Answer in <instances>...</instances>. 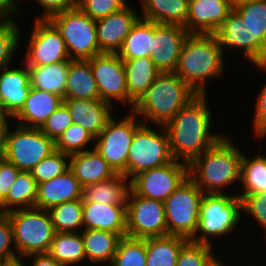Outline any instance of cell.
Masks as SVG:
<instances>
[{
  "instance_id": "obj_1",
  "label": "cell",
  "mask_w": 266,
  "mask_h": 266,
  "mask_svg": "<svg viewBox=\"0 0 266 266\" xmlns=\"http://www.w3.org/2000/svg\"><path fill=\"white\" fill-rule=\"evenodd\" d=\"M206 100V94H198L164 125L175 160L189 164L223 136L210 132L212 117Z\"/></svg>"
},
{
  "instance_id": "obj_2",
  "label": "cell",
  "mask_w": 266,
  "mask_h": 266,
  "mask_svg": "<svg viewBox=\"0 0 266 266\" xmlns=\"http://www.w3.org/2000/svg\"><path fill=\"white\" fill-rule=\"evenodd\" d=\"M228 139L222 136L188 164V177L205 194H223V186L240 180L243 152Z\"/></svg>"
},
{
  "instance_id": "obj_3",
  "label": "cell",
  "mask_w": 266,
  "mask_h": 266,
  "mask_svg": "<svg viewBox=\"0 0 266 266\" xmlns=\"http://www.w3.org/2000/svg\"><path fill=\"white\" fill-rule=\"evenodd\" d=\"M223 54L216 34L189 33L175 73L197 94H206L207 79L223 72Z\"/></svg>"
},
{
  "instance_id": "obj_4",
  "label": "cell",
  "mask_w": 266,
  "mask_h": 266,
  "mask_svg": "<svg viewBox=\"0 0 266 266\" xmlns=\"http://www.w3.org/2000/svg\"><path fill=\"white\" fill-rule=\"evenodd\" d=\"M197 95L175 72L160 73L132 111L155 125H165Z\"/></svg>"
},
{
  "instance_id": "obj_5",
  "label": "cell",
  "mask_w": 266,
  "mask_h": 266,
  "mask_svg": "<svg viewBox=\"0 0 266 266\" xmlns=\"http://www.w3.org/2000/svg\"><path fill=\"white\" fill-rule=\"evenodd\" d=\"M6 215L12 224L13 246L18 252V258L48 253L56 232L47 210L31 207L14 210Z\"/></svg>"
},
{
  "instance_id": "obj_6",
  "label": "cell",
  "mask_w": 266,
  "mask_h": 266,
  "mask_svg": "<svg viewBox=\"0 0 266 266\" xmlns=\"http://www.w3.org/2000/svg\"><path fill=\"white\" fill-rule=\"evenodd\" d=\"M240 210H242V200L235 194H204L200 205L198 227L190 241L213 246L209 237L223 236L232 232L240 221ZM198 232L201 235L197 234Z\"/></svg>"
},
{
  "instance_id": "obj_7",
  "label": "cell",
  "mask_w": 266,
  "mask_h": 266,
  "mask_svg": "<svg viewBox=\"0 0 266 266\" xmlns=\"http://www.w3.org/2000/svg\"><path fill=\"white\" fill-rule=\"evenodd\" d=\"M60 32L71 60H89L100 54L96 20L78 7L57 13L48 19Z\"/></svg>"
},
{
  "instance_id": "obj_8",
  "label": "cell",
  "mask_w": 266,
  "mask_h": 266,
  "mask_svg": "<svg viewBox=\"0 0 266 266\" xmlns=\"http://www.w3.org/2000/svg\"><path fill=\"white\" fill-rule=\"evenodd\" d=\"M205 193L188 177L164 202L168 235L190 240L198 227Z\"/></svg>"
},
{
  "instance_id": "obj_9",
  "label": "cell",
  "mask_w": 266,
  "mask_h": 266,
  "mask_svg": "<svg viewBox=\"0 0 266 266\" xmlns=\"http://www.w3.org/2000/svg\"><path fill=\"white\" fill-rule=\"evenodd\" d=\"M162 132L157 133L143 123L133 136L127 158V177L131 180L138 173L163 166L174 161L164 125H158Z\"/></svg>"
},
{
  "instance_id": "obj_10",
  "label": "cell",
  "mask_w": 266,
  "mask_h": 266,
  "mask_svg": "<svg viewBox=\"0 0 266 266\" xmlns=\"http://www.w3.org/2000/svg\"><path fill=\"white\" fill-rule=\"evenodd\" d=\"M131 110L120 121L112 117L106 127L95 138L94 149L117 172L127 177V158L135 131L142 125Z\"/></svg>"
},
{
  "instance_id": "obj_11",
  "label": "cell",
  "mask_w": 266,
  "mask_h": 266,
  "mask_svg": "<svg viewBox=\"0 0 266 266\" xmlns=\"http://www.w3.org/2000/svg\"><path fill=\"white\" fill-rule=\"evenodd\" d=\"M55 151V142L40 128L18 125L8 131L4 158L20 171H32L43 159Z\"/></svg>"
},
{
  "instance_id": "obj_12",
  "label": "cell",
  "mask_w": 266,
  "mask_h": 266,
  "mask_svg": "<svg viewBox=\"0 0 266 266\" xmlns=\"http://www.w3.org/2000/svg\"><path fill=\"white\" fill-rule=\"evenodd\" d=\"M126 215L127 236L141 239L168 236L163 202L138 196L130 188Z\"/></svg>"
},
{
  "instance_id": "obj_13",
  "label": "cell",
  "mask_w": 266,
  "mask_h": 266,
  "mask_svg": "<svg viewBox=\"0 0 266 266\" xmlns=\"http://www.w3.org/2000/svg\"><path fill=\"white\" fill-rule=\"evenodd\" d=\"M188 178V163L174 160L144 170L130 180V188L147 199L164 202Z\"/></svg>"
},
{
  "instance_id": "obj_14",
  "label": "cell",
  "mask_w": 266,
  "mask_h": 266,
  "mask_svg": "<svg viewBox=\"0 0 266 266\" xmlns=\"http://www.w3.org/2000/svg\"><path fill=\"white\" fill-rule=\"evenodd\" d=\"M87 61L92 68L100 99L110 104L112 99L123 103L128 101L132 110L135 102L128 96L126 72L118 53L102 52Z\"/></svg>"
},
{
  "instance_id": "obj_15",
  "label": "cell",
  "mask_w": 266,
  "mask_h": 266,
  "mask_svg": "<svg viewBox=\"0 0 266 266\" xmlns=\"http://www.w3.org/2000/svg\"><path fill=\"white\" fill-rule=\"evenodd\" d=\"M24 65L44 66L69 60V54L56 27L45 19H36Z\"/></svg>"
},
{
  "instance_id": "obj_16",
  "label": "cell",
  "mask_w": 266,
  "mask_h": 266,
  "mask_svg": "<svg viewBox=\"0 0 266 266\" xmlns=\"http://www.w3.org/2000/svg\"><path fill=\"white\" fill-rule=\"evenodd\" d=\"M184 26L154 22V37L149 58L160 73H174L184 41L188 36Z\"/></svg>"
},
{
  "instance_id": "obj_17",
  "label": "cell",
  "mask_w": 266,
  "mask_h": 266,
  "mask_svg": "<svg viewBox=\"0 0 266 266\" xmlns=\"http://www.w3.org/2000/svg\"><path fill=\"white\" fill-rule=\"evenodd\" d=\"M233 10L249 33V61L266 71V0H251Z\"/></svg>"
},
{
  "instance_id": "obj_18",
  "label": "cell",
  "mask_w": 266,
  "mask_h": 266,
  "mask_svg": "<svg viewBox=\"0 0 266 266\" xmlns=\"http://www.w3.org/2000/svg\"><path fill=\"white\" fill-rule=\"evenodd\" d=\"M128 5L109 16L96 20L100 52L117 53L141 15Z\"/></svg>"
},
{
  "instance_id": "obj_19",
  "label": "cell",
  "mask_w": 266,
  "mask_h": 266,
  "mask_svg": "<svg viewBox=\"0 0 266 266\" xmlns=\"http://www.w3.org/2000/svg\"><path fill=\"white\" fill-rule=\"evenodd\" d=\"M232 10L228 0H189L187 32L215 34Z\"/></svg>"
},
{
  "instance_id": "obj_20",
  "label": "cell",
  "mask_w": 266,
  "mask_h": 266,
  "mask_svg": "<svg viewBox=\"0 0 266 266\" xmlns=\"http://www.w3.org/2000/svg\"><path fill=\"white\" fill-rule=\"evenodd\" d=\"M73 123L82 126L96 138L113 117V105L101 99H65Z\"/></svg>"
},
{
  "instance_id": "obj_21",
  "label": "cell",
  "mask_w": 266,
  "mask_h": 266,
  "mask_svg": "<svg viewBox=\"0 0 266 266\" xmlns=\"http://www.w3.org/2000/svg\"><path fill=\"white\" fill-rule=\"evenodd\" d=\"M30 84L28 67L1 69L0 109L13 117L21 110L27 99Z\"/></svg>"
},
{
  "instance_id": "obj_22",
  "label": "cell",
  "mask_w": 266,
  "mask_h": 266,
  "mask_svg": "<svg viewBox=\"0 0 266 266\" xmlns=\"http://www.w3.org/2000/svg\"><path fill=\"white\" fill-rule=\"evenodd\" d=\"M78 199H82V186L69 169L38 184L35 207L49 210L58 204Z\"/></svg>"
},
{
  "instance_id": "obj_23",
  "label": "cell",
  "mask_w": 266,
  "mask_h": 266,
  "mask_svg": "<svg viewBox=\"0 0 266 266\" xmlns=\"http://www.w3.org/2000/svg\"><path fill=\"white\" fill-rule=\"evenodd\" d=\"M62 104L61 96L31 87L24 106L13 119L20 120L18 125L23 127L41 128Z\"/></svg>"
},
{
  "instance_id": "obj_24",
  "label": "cell",
  "mask_w": 266,
  "mask_h": 266,
  "mask_svg": "<svg viewBox=\"0 0 266 266\" xmlns=\"http://www.w3.org/2000/svg\"><path fill=\"white\" fill-rule=\"evenodd\" d=\"M126 216V205L83 202L84 229L106 230L116 234H127Z\"/></svg>"
},
{
  "instance_id": "obj_25",
  "label": "cell",
  "mask_w": 266,
  "mask_h": 266,
  "mask_svg": "<svg viewBox=\"0 0 266 266\" xmlns=\"http://www.w3.org/2000/svg\"><path fill=\"white\" fill-rule=\"evenodd\" d=\"M69 161V169L82 187L105 181L118 174L95 149L72 154Z\"/></svg>"
},
{
  "instance_id": "obj_26",
  "label": "cell",
  "mask_w": 266,
  "mask_h": 266,
  "mask_svg": "<svg viewBox=\"0 0 266 266\" xmlns=\"http://www.w3.org/2000/svg\"><path fill=\"white\" fill-rule=\"evenodd\" d=\"M121 173L116 176L89 184L82 187L83 202H97L108 205H126L127 196L130 190V180Z\"/></svg>"
},
{
  "instance_id": "obj_27",
  "label": "cell",
  "mask_w": 266,
  "mask_h": 266,
  "mask_svg": "<svg viewBox=\"0 0 266 266\" xmlns=\"http://www.w3.org/2000/svg\"><path fill=\"white\" fill-rule=\"evenodd\" d=\"M86 259L91 264L112 263L119 242L127 234H116L106 230L83 229L81 231Z\"/></svg>"
},
{
  "instance_id": "obj_28",
  "label": "cell",
  "mask_w": 266,
  "mask_h": 266,
  "mask_svg": "<svg viewBox=\"0 0 266 266\" xmlns=\"http://www.w3.org/2000/svg\"><path fill=\"white\" fill-rule=\"evenodd\" d=\"M62 99H100L96 80L87 60H73L70 63Z\"/></svg>"
},
{
  "instance_id": "obj_29",
  "label": "cell",
  "mask_w": 266,
  "mask_h": 266,
  "mask_svg": "<svg viewBox=\"0 0 266 266\" xmlns=\"http://www.w3.org/2000/svg\"><path fill=\"white\" fill-rule=\"evenodd\" d=\"M142 17L155 23L176 24L187 29L189 0H141Z\"/></svg>"
},
{
  "instance_id": "obj_30",
  "label": "cell",
  "mask_w": 266,
  "mask_h": 266,
  "mask_svg": "<svg viewBox=\"0 0 266 266\" xmlns=\"http://www.w3.org/2000/svg\"><path fill=\"white\" fill-rule=\"evenodd\" d=\"M128 96L136 103L160 74L149 57L123 60Z\"/></svg>"
},
{
  "instance_id": "obj_31",
  "label": "cell",
  "mask_w": 266,
  "mask_h": 266,
  "mask_svg": "<svg viewBox=\"0 0 266 266\" xmlns=\"http://www.w3.org/2000/svg\"><path fill=\"white\" fill-rule=\"evenodd\" d=\"M69 59L56 64L44 66H27L32 88L47 91L63 98L70 63Z\"/></svg>"
},
{
  "instance_id": "obj_32",
  "label": "cell",
  "mask_w": 266,
  "mask_h": 266,
  "mask_svg": "<svg viewBox=\"0 0 266 266\" xmlns=\"http://www.w3.org/2000/svg\"><path fill=\"white\" fill-rule=\"evenodd\" d=\"M187 241V238L173 235L146 238V266H176Z\"/></svg>"
},
{
  "instance_id": "obj_33",
  "label": "cell",
  "mask_w": 266,
  "mask_h": 266,
  "mask_svg": "<svg viewBox=\"0 0 266 266\" xmlns=\"http://www.w3.org/2000/svg\"><path fill=\"white\" fill-rule=\"evenodd\" d=\"M154 37V22L139 18L117 52L122 60L149 57Z\"/></svg>"
},
{
  "instance_id": "obj_34",
  "label": "cell",
  "mask_w": 266,
  "mask_h": 266,
  "mask_svg": "<svg viewBox=\"0 0 266 266\" xmlns=\"http://www.w3.org/2000/svg\"><path fill=\"white\" fill-rule=\"evenodd\" d=\"M37 189L38 184L31 171H20L7 197L0 203V213L6 214L18 209L35 207Z\"/></svg>"
},
{
  "instance_id": "obj_35",
  "label": "cell",
  "mask_w": 266,
  "mask_h": 266,
  "mask_svg": "<svg viewBox=\"0 0 266 266\" xmlns=\"http://www.w3.org/2000/svg\"><path fill=\"white\" fill-rule=\"evenodd\" d=\"M48 254L63 266L77 264L86 259L81 232L55 233Z\"/></svg>"
},
{
  "instance_id": "obj_36",
  "label": "cell",
  "mask_w": 266,
  "mask_h": 266,
  "mask_svg": "<svg viewBox=\"0 0 266 266\" xmlns=\"http://www.w3.org/2000/svg\"><path fill=\"white\" fill-rule=\"evenodd\" d=\"M222 51L226 46L242 49L249 60V33L241 17L232 10L215 33Z\"/></svg>"
},
{
  "instance_id": "obj_37",
  "label": "cell",
  "mask_w": 266,
  "mask_h": 266,
  "mask_svg": "<svg viewBox=\"0 0 266 266\" xmlns=\"http://www.w3.org/2000/svg\"><path fill=\"white\" fill-rule=\"evenodd\" d=\"M47 211L57 233H78V228L83 227L82 199L58 204Z\"/></svg>"
},
{
  "instance_id": "obj_38",
  "label": "cell",
  "mask_w": 266,
  "mask_h": 266,
  "mask_svg": "<svg viewBox=\"0 0 266 266\" xmlns=\"http://www.w3.org/2000/svg\"><path fill=\"white\" fill-rule=\"evenodd\" d=\"M240 182L244 189L241 194L266 192V157L257 154L254 158H249L243 153Z\"/></svg>"
},
{
  "instance_id": "obj_39",
  "label": "cell",
  "mask_w": 266,
  "mask_h": 266,
  "mask_svg": "<svg viewBox=\"0 0 266 266\" xmlns=\"http://www.w3.org/2000/svg\"><path fill=\"white\" fill-rule=\"evenodd\" d=\"M110 266H146V239L123 236Z\"/></svg>"
},
{
  "instance_id": "obj_40",
  "label": "cell",
  "mask_w": 266,
  "mask_h": 266,
  "mask_svg": "<svg viewBox=\"0 0 266 266\" xmlns=\"http://www.w3.org/2000/svg\"><path fill=\"white\" fill-rule=\"evenodd\" d=\"M91 141H95V138L86 129L72 123L55 142V150L68 155L81 153Z\"/></svg>"
},
{
  "instance_id": "obj_41",
  "label": "cell",
  "mask_w": 266,
  "mask_h": 266,
  "mask_svg": "<svg viewBox=\"0 0 266 266\" xmlns=\"http://www.w3.org/2000/svg\"><path fill=\"white\" fill-rule=\"evenodd\" d=\"M69 160L70 155L55 150L32 169L33 178L37 184L55 178L69 170Z\"/></svg>"
},
{
  "instance_id": "obj_42",
  "label": "cell",
  "mask_w": 266,
  "mask_h": 266,
  "mask_svg": "<svg viewBox=\"0 0 266 266\" xmlns=\"http://www.w3.org/2000/svg\"><path fill=\"white\" fill-rule=\"evenodd\" d=\"M19 25L14 19H0V70L10 66L19 41Z\"/></svg>"
},
{
  "instance_id": "obj_43",
  "label": "cell",
  "mask_w": 266,
  "mask_h": 266,
  "mask_svg": "<svg viewBox=\"0 0 266 266\" xmlns=\"http://www.w3.org/2000/svg\"><path fill=\"white\" fill-rule=\"evenodd\" d=\"M212 247L188 240L181 248L176 266H204L214 255Z\"/></svg>"
},
{
  "instance_id": "obj_44",
  "label": "cell",
  "mask_w": 266,
  "mask_h": 266,
  "mask_svg": "<svg viewBox=\"0 0 266 266\" xmlns=\"http://www.w3.org/2000/svg\"><path fill=\"white\" fill-rule=\"evenodd\" d=\"M126 5V0H77V7L94 20L109 16Z\"/></svg>"
},
{
  "instance_id": "obj_45",
  "label": "cell",
  "mask_w": 266,
  "mask_h": 266,
  "mask_svg": "<svg viewBox=\"0 0 266 266\" xmlns=\"http://www.w3.org/2000/svg\"><path fill=\"white\" fill-rule=\"evenodd\" d=\"M73 123L68 108L62 104L55 112H53L40 128L54 142L57 141L63 132Z\"/></svg>"
},
{
  "instance_id": "obj_46",
  "label": "cell",
  "mask_w": 266,
  "mask_h": 266,
  "mask_svg": "<svg viewBox=\"0 0 266 266\" xmlns=\"http://www.w3.org/2000/svg\"><path fill=\"white\" fill-rule=\"evenodd\" d=\"M13 242V229L9 217L0 213V260L4 264L20 260L17 253L11 248Z\"/></svg>"
},
{
  "instance_id": "obj_47",
  "label": "cell",
  "mask_w": 266,
  "mask_h": 266,
  "mask_svg": "<svg viewBox=\"0 0 266 266\" xmlns=\"http://www.w3.org/2000/svg\"><path fill=\"white\" fill-rule=\"evenodd\" d=\"M242 200V211L251 214L266 231V192L259 194H237Z\"/></svg>"
},
{
  "instance_id": "obj_48",
  "label": "cell",
  "mask_w": 266,
  "mask_h": 266,
  "mask_svg": "<svg viewBox=\"0 0 266 266\" xmlns=\"http://www.w3.org/2000/svg\"><path fill=\"white\" fill-rule=\"evenodd\" d=\"M20 170L5 158L0 159V203L7 197Z\"/></svg>"
},
{
  "instance_id": "obj_49",
  "label": "cell",
  "mask_w": 266,
  "mask_h": 266,
  "mask_svg": "<svg viewBox=\"0 0 266 266\" xmlns=\"http://www.w3.org/2000/svg\"><path fill=\"white\" fill-rule=\"evenodd\" d=\"M258 95L252 127L254 136L261 138L266 135V85L262 87Z\"/></svg>"
},
{
  "instance_id": "obj_50",
  "label": "cell",
  "mask_w": 266,
  "mask_h": 266,
  "mask_svg": "<svg viewBox=\"0 0 266 266\" xmlns=\"http://www.w3.org/2000/svg\"><path fill=\"white\" fill-rule=\"evenodd\" d=\"M44 9V15L41 18L48 20L51 16L77 7V0H35Z\"/></svg>"
},
{
  "instance_id": "obj_51",
  "label": "cell",
  "mask_w": 266,
  "mask_h": 266,
  "mask_svg": "<svg viewBox=\"0 0 266 266\" xmlns=\"http://www.w3.org/2000/svg\"><path fill=\"white\" fill-rule=\"evenodd\" d=\"M13 118L12 115L0 109V159L4 158L7 142V134L10 131L7 119Z\"/></svg>"
},
{
  "instance_id": "obj_52",
  "label": "cell",
  "mask_w": 266,
  "mask_h": 266,
  "mask_svg": "<svg viewBox=\"0 0 266 266\" xmlns=\"http://www.w3.org/2000/svg\"><path fill=\"white\" fill-rule=\"evenodd\" d=\"M25 257H34V260H32V266H63L56 259L51 257L48 253L30 254Z\"/></svg>"
},
{
  "instance_id": "obj_53",
  "label": "cell",
  "mask_w": 266,
  "mask_h": 266,
  "mask_svg": "<svg viewBox=\"0 0 266 266\" xmlns=\"http://www.w3.org/2000/svg\"><path fill=\"white\" fill-rule=\"evenodd\" d=\"M15 2L16 0H0V19H11V14L15 15L19 11Z\"/></svg>"
},
{
  "instance_id": "obj_54",
  "label": "cell",
  "mask_w": 266,
  "mask_h": 266,
  "mask_svg": "<svg viewBox=\"0 0 266 266\" xmlns=\"http://www.w3.org/2000/svg\"><path fill=\"white\" fill-rule=\"evenodd\" d=\"M204 266H224L223 263L218 260L215 254L205 263Z\"/></svg>"
},
{
  "instance_id": "obj_55",
  "label": "cell",
  "mask_w": 266,
  "mask_h": 266,
  "mask_svg": "<svg viewBox=\"0 0 266 266\" xmlns=\"http://www.w3.org/2000/svg\"><path fill=\"white\" fill-rule=\"evenodd\" d=\"M228 1H229L231 8L235 9L236 7H238L242 4L248 3L251 0H228Z\"/></svg>"
},
{
  "instance_id": "obj_56",
  "label": "cell",
  "mask_w": 266,
  "mask_h": 266,
  "mask_svg": "<svg viewBox=\"0 0 266 266\" xmlns=\"http://www.w3.org/2000/svg\"><path fill=\"white\" fill-rule=\"evenodd\" d=\"M6 266H24L23 262H21V259L14 263H8Z\"/></svg>"
},
{
  "instance_id": "obj_57",
  "label": "cell",
  "mask_w": 266,
  "mask_h": 266,
  "mask_svg": "<svg viewBox=\"0 0 266 266\" xmlns=\"http://www.w3.org/2000/svg\"><path fill=\"white\" fill-rule=\"evenodd\" d=\"M5 264L0 260V266H4Z\"/></svg>"
}]
</instances>
